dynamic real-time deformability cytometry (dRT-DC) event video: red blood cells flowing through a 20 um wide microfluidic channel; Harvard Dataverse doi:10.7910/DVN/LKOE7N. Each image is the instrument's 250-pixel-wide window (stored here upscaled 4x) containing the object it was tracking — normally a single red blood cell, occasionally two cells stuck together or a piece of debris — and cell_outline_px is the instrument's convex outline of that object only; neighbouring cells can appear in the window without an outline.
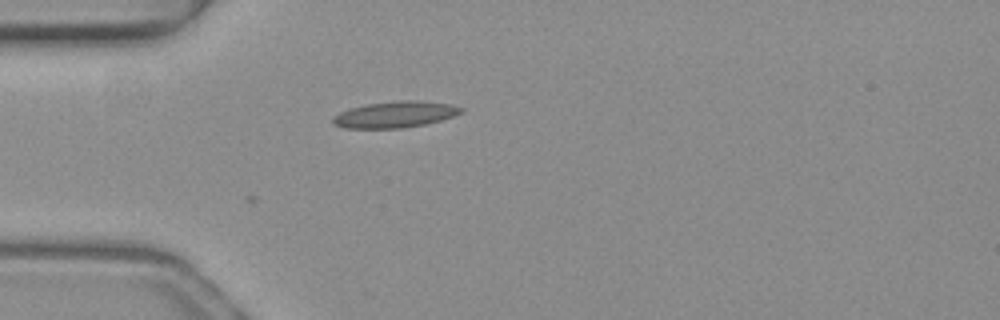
{"species": "common noctule bat (a hibernating species)", "species_latin": "Nyctalus noctula", "temperature_condition": "warm", "stored_images_in_passage": 5, "camera_frame_rate_fps": 3000, "um_per_image_px": 0.085, "animal": {"sex": "female", "body_mass_g": 19.3, "forearm_length_mm": 54.1}, "frame": {"image": 1, "passage_image": 1, "time_ms": 0.0, "image_size_px": [1000, 320], "cell_outline_px": [[464, 112], [440, 120], [424, 124], [400, 128], [344, 128], [332, 124], [332, 116], [340, 112], [352, 108], [368, 104], [400, 100], [416, 100], [452, 104], [464, 108]], "centroid_in_image_um": [33.58, 9.73], "position_along_channel_um": 51.4, "area_um2": 19.54}}